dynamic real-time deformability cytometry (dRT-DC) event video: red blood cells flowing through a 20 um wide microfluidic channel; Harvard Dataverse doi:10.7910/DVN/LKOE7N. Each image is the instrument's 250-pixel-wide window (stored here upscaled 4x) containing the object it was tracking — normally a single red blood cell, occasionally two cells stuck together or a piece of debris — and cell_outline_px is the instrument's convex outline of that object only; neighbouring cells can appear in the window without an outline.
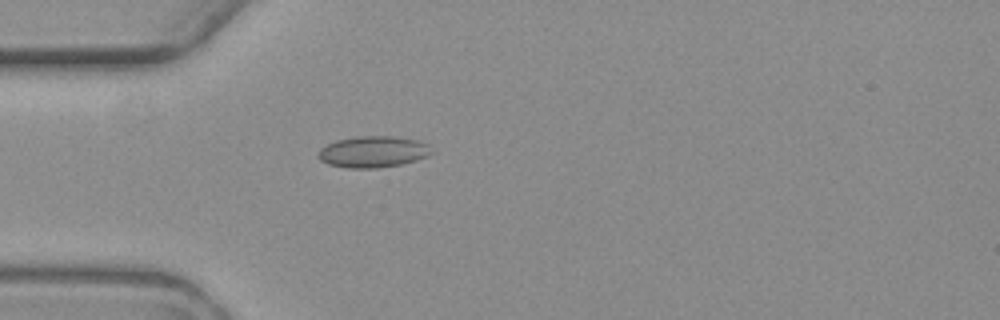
{"species": "common noctule bat (a hibernating species)", "species_latin": "Nyctalus noctula", "temperature_condition": "warm", "stored_images_in_passage": 2, "camera_frame_rate_fps": 3000, "um_per_image_px": 0.085, "animal": {"sex": "female", "body_mass_g": 19.3, "forearm_length_mm": 54.1}, "frame": {"image": 1, "passage_image": 2, "time_ms": 2.333, "image_size_px": [1000, 320], "cell_outline_px": [[432, 152], [428, 156], [416, 160], [400, 164], [376, 168], [348, 168], [328, 164], [320, 160], [316, 156], [316, 152], [320, 148], [336, 140], [356, 136], [392, 136], [420, 140], [428, 144]], "centroid_in_image_um": [31.68, 12.89], "position_along_channel_um": 53.3, "area_um2": 20.87}}